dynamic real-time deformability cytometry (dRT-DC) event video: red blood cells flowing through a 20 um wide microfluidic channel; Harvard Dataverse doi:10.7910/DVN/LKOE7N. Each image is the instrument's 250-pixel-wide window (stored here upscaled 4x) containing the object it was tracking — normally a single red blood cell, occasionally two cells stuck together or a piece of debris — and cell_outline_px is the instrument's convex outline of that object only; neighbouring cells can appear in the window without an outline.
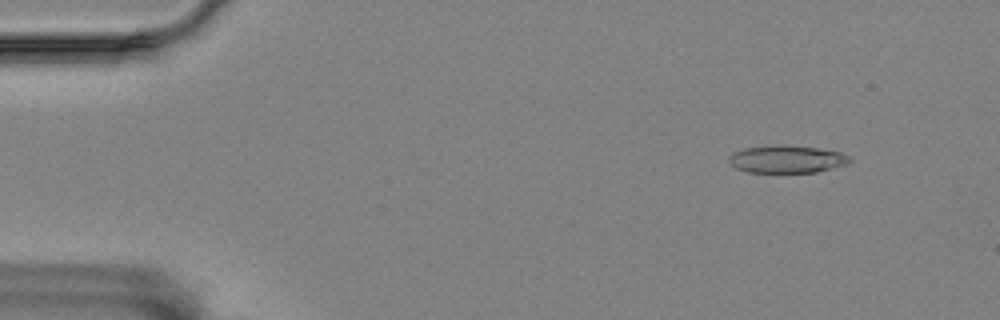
{"species": "Egyptian fruit bat (a non-hibernating species)", "species_latin": "Rousettus aegyptiacus", "temperature_condition": "room temperature", "stored_images_in_passage": 57, "camera_frame_rate_fps": 3000, "um_per_image_px": 0.085, "animal": {"sex": "female"}, "frame": {"image": 1, "passage_image": 6, "time_ms": 1.667, "image_size_px": [1000, 320], "cell_outline_px": [[852, 160], [848, 164], [816, 172], [748, 172], [736, 168], [728, 160], [728, 156], [744, 148], [776, 144], [788, 144], [820, 148], [840, 152], [848, 156]], "centroid_in_image_um": [66.9, 13.51], "position_along_channel_um": 18.1, "area_um2": 19.54}}
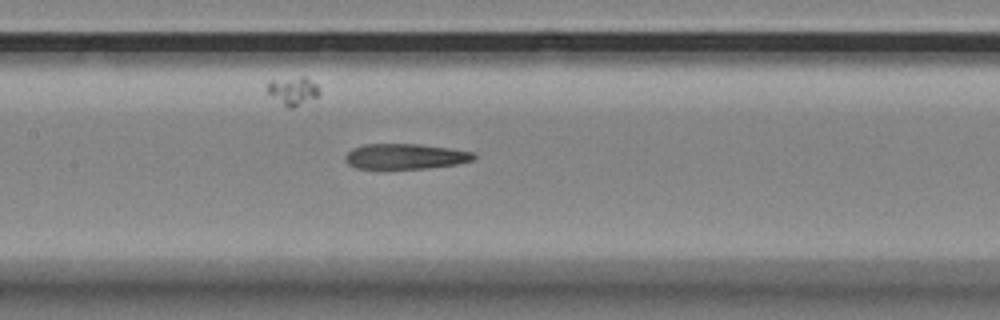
{"frame": {"image": 2, "passage_image": 27, "time_ms": 8.667, "image_size_px": [1000, 320], "cell_outline_px": [[476, 156], [472, 160], [456, 164], [424, 168], [356, 168], [348, 164], [344, 160], [344, 156], [352, 148], [364, 144], [420, 144], [476, 152]], "centroid_in_image_um": [34.43, 13.28], "position_along_channel_um": 173.0, "area_um2": 18.9}}
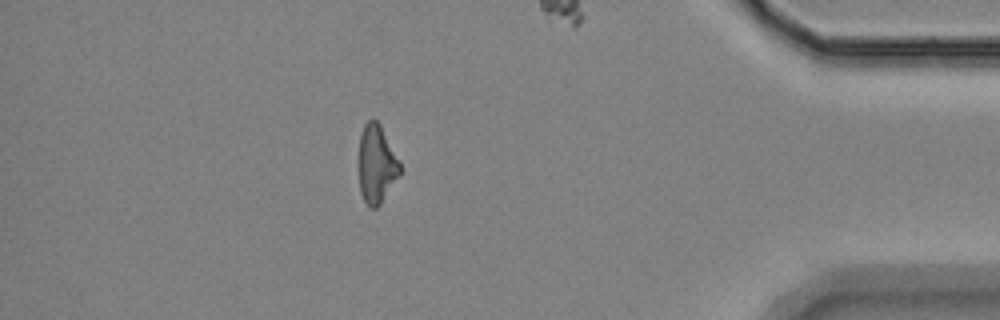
{"frame": {"image": 3, "passage_image": 50, "time_ms": 16.333, "image_size_px": [1000, 320], "cell_outline_px": [[400, 176], [380, 204], [376, 208], [368, 208], [360, 192], [360, 136], [364, 124], [372, 116], [380, 124], [400, 160]], "centroid_in_image_um": [32.03, 13.95], "position_along_channel_um": 403.2, "area_um2": 18.84}, "authors_computed_cell_mechanics": {"area_um2": 19.8832, "velocity_mm_per_s": 3.5304, "shape_relaxation_time_tau1_ms": null, "shape_relaxation_time_tau2_ms": 6.0798, "deformation_change_tau1": null, "deformation_change_tau2": 0.1943}}